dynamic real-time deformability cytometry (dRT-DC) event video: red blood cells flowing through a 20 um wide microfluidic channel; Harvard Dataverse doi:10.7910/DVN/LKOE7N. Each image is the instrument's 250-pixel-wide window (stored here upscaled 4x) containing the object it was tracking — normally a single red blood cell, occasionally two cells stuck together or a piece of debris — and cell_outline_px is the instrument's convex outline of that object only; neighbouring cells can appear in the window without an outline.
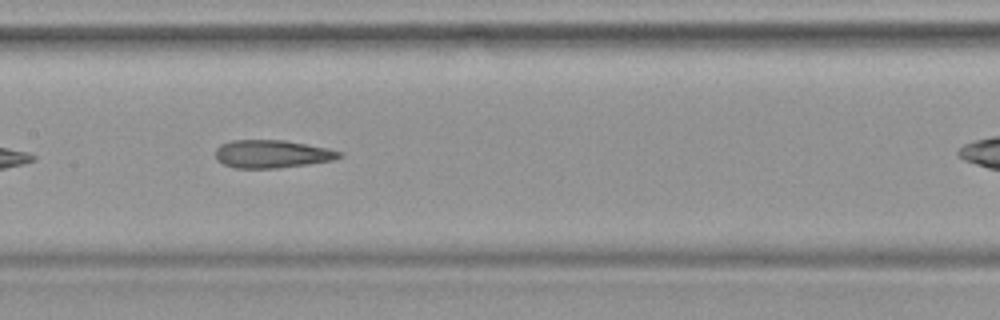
{"species": "common noctule bat (a hibernating species)", "species_latin": "Nyctalus noctula", "temperature_condition": "warm", "stored_images_in_passage": 29, "camera_frame_rate_fps": 3000, "um_per_image_px": 0.085, "animal": {"sex": "female", "body_mass_g": 19.9}, "frame": {"image": 1, "passage_image": 13, "time_ms": 4.0, "image_size_px": [1000, 320], "cell_outline_px": [[344, 156], [332, 160], [308, 164], [276, 168], [236, 168], [224, 164], [216, 160], [216, 148], [220, 144], [232, 140], [284, 140], [328, 148], [344, 152]], "centroid_in_image_um": [23.13, 13.08], "position_along_channel_um": 184.3, "area_um2": 20.23}}